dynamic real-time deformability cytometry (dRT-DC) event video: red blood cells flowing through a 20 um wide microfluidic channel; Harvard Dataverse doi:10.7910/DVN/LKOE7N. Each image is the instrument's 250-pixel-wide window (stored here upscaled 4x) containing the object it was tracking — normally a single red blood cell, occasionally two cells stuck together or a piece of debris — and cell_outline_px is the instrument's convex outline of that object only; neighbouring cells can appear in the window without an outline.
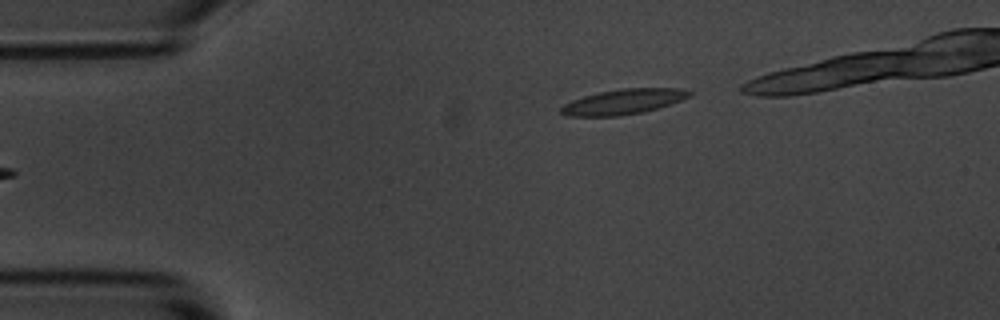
{"species": "common noctule bat (a hibernating species)", "species_latin": "Nyctalus noctula", "temperature_condition": "room temperature", "stored_images_in_passage": 5, "camera_frame_rate_fps": 3000, "um_per_image_px": 0.085, "animal": {"sex": "male", "body_mass_g": 20.1, "forearm_length_mm": 53.5}, "frame": {"image": 1, "passage_image": 5, "time_ms": 5.667, "image_size_px": [1000, 320], "cell_outline_px": [[692, 96], [644, 112], [620, 116], [568, 116], [560, 112], [560, 108], [564, 104], [572, 100], [584, 96], [600, 92], [620, 88], [680, 88], [692, 92]], "centroid_in_image_um": [52.98, 8.64], "position_along_channel_um": 32.0, "area_um2": 18.73}}